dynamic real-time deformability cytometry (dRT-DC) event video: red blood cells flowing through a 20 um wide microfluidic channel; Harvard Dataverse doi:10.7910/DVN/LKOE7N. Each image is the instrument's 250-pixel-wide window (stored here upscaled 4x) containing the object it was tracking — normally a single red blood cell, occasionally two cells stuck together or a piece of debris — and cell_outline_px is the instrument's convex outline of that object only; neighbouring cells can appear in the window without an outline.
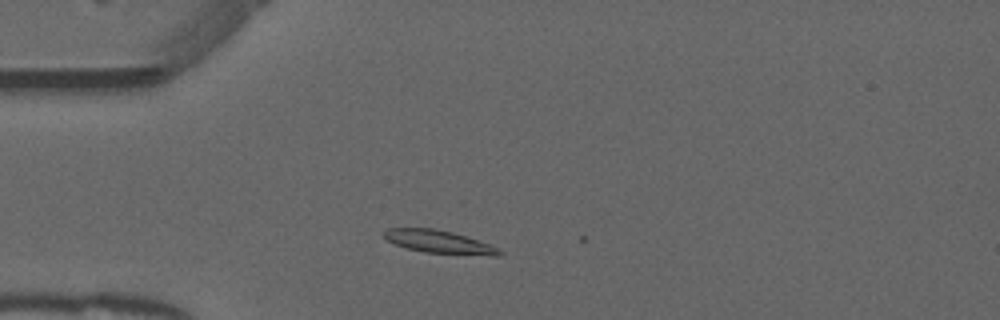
{"species": "common noctule bat (a hibernating species)", "species_latin": "Nyctalus noctula", "temperature_condition": "warm", "stored_images_in_passage": 7, "camera_frame_rate_fps": 3000, "um_per_image_px": 0.085, "animal": {"sex": "male", "forearm_length_mm": 52.5}, "frame": {"image": 1, "passage_image": 6, "time_ms": 1.667, "image_size_px": [1000, 320], "cell_outline_px": [[504, 252], [500, 256], [492, 256], [424, 252], [408, 248], [396, 244], [380, 236], [380, 232], [388, 228], [436, 228], [452, 232], [500, 248]], "centroid_in_image_um": [37.3, 20.55], "position_along_channel_um": 47.7, "area_um2": 15.49}}